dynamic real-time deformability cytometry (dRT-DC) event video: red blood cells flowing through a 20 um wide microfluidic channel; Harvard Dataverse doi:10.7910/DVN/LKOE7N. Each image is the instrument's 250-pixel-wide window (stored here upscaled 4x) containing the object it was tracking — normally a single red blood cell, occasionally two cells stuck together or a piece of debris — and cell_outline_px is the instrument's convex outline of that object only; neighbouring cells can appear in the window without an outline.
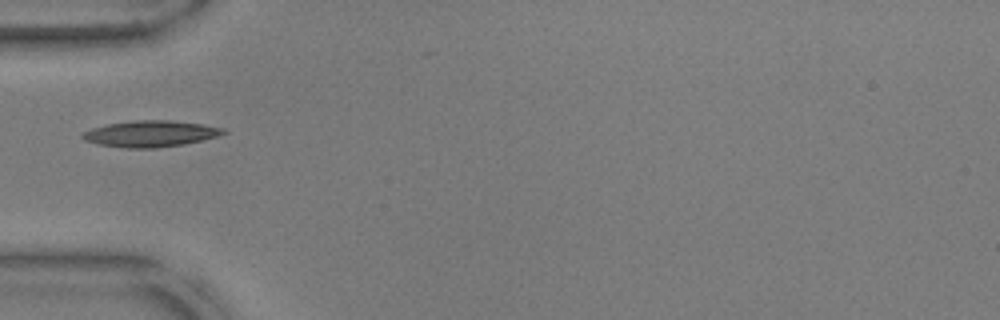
{"species": "common noctule bat (a hibernating species)", "species_latin": "Nyctalus noctula", "temperature_condition": "warm", "stored_images_in_passage": 34, "camera_frame_rate_fps": 3000, "um_per_image_px": 0.085, "animal": {"sex": "male", "body_mass_g": 17.9, "forearm_length_mm": 54.2}, "frame": {"image": 1, "passage_image": 1, "time_ms": 0.0, "image_size_px": [1000, 320], "cell_outline_px": [[228, 132], [216, 136], [184, 144], [152, 148], [128, 148], [100, 144], [84, 140], [80, 136], [84, 132], [92, 128], [104, 124], [132, 120], [168, 120], [204, 124], [224, 128]], "centroid_in_image_um": [12.77, 11.35], "position_along_channel_um": 72.2, "area_um2": 21.44}}
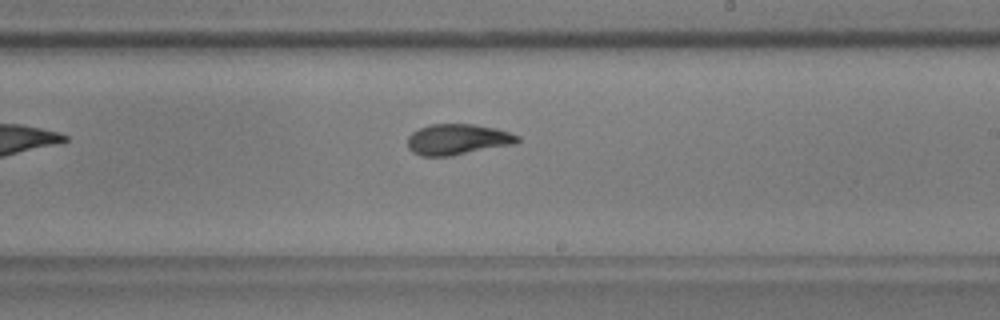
{"frame": {"image": 2, "passage_image": 15, "time_ms": 4.667, "image_size_px": [1000, 320], "cell_outline_px": [[520, 140], [516, 144], [452, 156], [420, 156], [412, 152], [408, 148], [408, 136], [412, 132], [420, 128], [432, 124], [472, 124], [496, 128], [520, 136]], "centroid_in_image_um": [38.91, 11.86], "position_along_channel_um": 250.1, "area_um2": 19.88}, "authors_computed_cell_mechanics": {"area_um2": 19.6809, "velocity_mm_per_s": 3.7972, "shape_relaxation_time_tau1_ms": 5.3139, "shape_relaxation_time_tau2_ms": 1.4549, "deformation_change_tau1": 0.2028, "deformation_change_tau2": 0.0784}}